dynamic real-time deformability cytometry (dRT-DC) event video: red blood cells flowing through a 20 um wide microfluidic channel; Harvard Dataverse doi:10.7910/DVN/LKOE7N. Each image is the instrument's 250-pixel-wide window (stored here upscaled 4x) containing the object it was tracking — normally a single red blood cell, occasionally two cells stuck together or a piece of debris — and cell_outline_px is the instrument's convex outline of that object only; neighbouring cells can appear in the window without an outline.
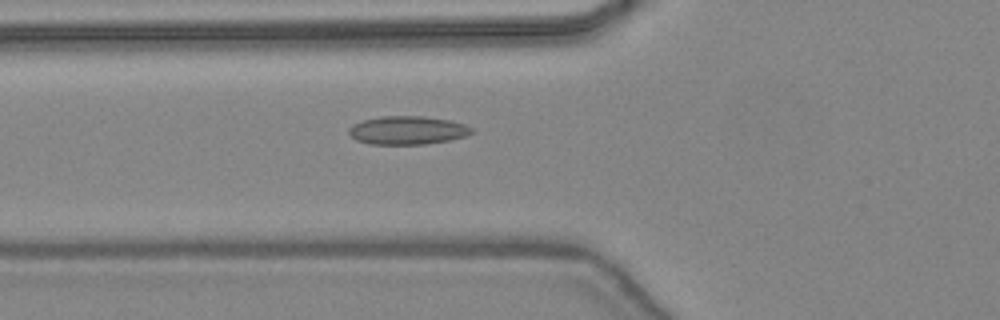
{"species": "common noctule bat (a hibernating species)", "species_latin": "Nyctalus noctula", "temperature_condition": "warm", "stored_images_in_passage": 39, "camera_frame_rate_fps": 3000, "um_per_image_px": 0.085, "animal": {"sex": "female", "body_mass_g": 24.6, "forearm_length_mm": 56.2}, "frame": {"image": 1, "passage_image": 10, "time_ms": 3.0, "image_size_px": [1000, 320], "cell_outline_px": [[476, 132], [464, 136], [448, 140], [424, 144], [368, 144], [356, 140], [348, 132], [348, 128], [352, 124], [360, 120], [380, 116], [420, 116], [448, 120], [464, 124], [472, 128]], "centroid_in_image_um": [34.59, 11.07], "position_along_channel_um": 91.2, "area_um2": 20.35}}
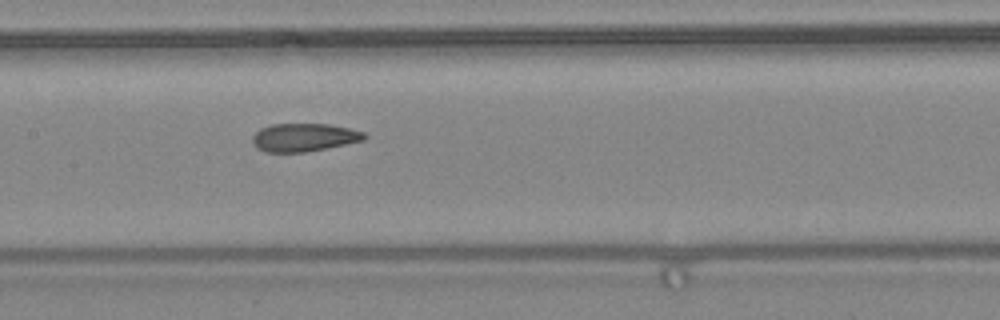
{"frame": {"image": 2, "passage_image": 16, "time_ms": 5.0, "image_size_px": [1000, 320], "cell_outline_px": [[368, 136], [364, 140], [304, 152], [268, 152], [256, 148], [252, 140], [252, 136], [260, 128], [272, 124], [328, 124], [348, 128], [364, 132]], "centroid_in_image_um": [25.82, 11.67], "position_along_channel_um": 181.6, "area_um2": 18.15}}
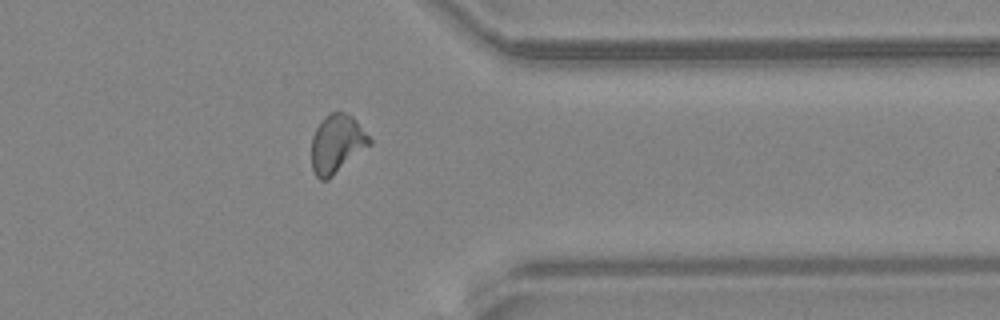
{"frame": {"image": 3, "passage_image": 30, "time_ms": 9.667, "image_size_px": [1000, 320], "cell_outline_px": [[372, 144], [328, 180], [320, 180], [312, 172], [312, 136], [316, 128], [324, 116], [332, 112], [344, 112], [352, 116], [356, 120], [372, 140]], "centroid_in_image_um": [28.63, 12.24], "position_along_channel_um": 382.8, "area_um2": 19.88}, "authors_computed_cell_mechanics": {"area_um2": 19.0162, "velocity_mm_per_s": 4.4664, "shape_relaxation_time_tau1_ms": null, "shape_relaxation_time_tau2_ms": 1.4618, "deformation_change_tau1": null, "deformation_change_tau2": 0.0605}}